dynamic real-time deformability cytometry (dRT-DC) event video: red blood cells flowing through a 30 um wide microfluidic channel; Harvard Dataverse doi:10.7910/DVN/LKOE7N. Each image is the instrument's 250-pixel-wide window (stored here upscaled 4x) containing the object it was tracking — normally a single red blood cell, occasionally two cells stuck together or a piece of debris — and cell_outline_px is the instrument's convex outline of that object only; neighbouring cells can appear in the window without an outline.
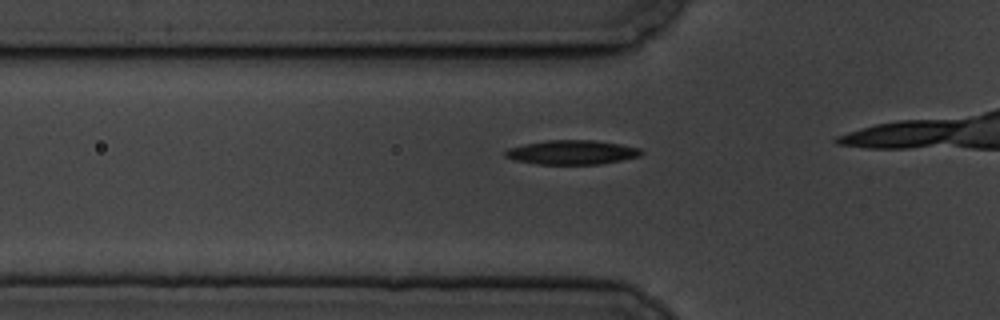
{"species": "common noctule bat (a hibernating species)", "species_latin": "Nyctalus noctula", "temperature_condition": "cold", "stored_images_in_passage": 4, "camera_frame_rate_fps": 3000, "um_per_image_px": 0.085, "animal": {"sex": "male", "body_mass_g": 19.5, "forearm_length_mm": 54.6}, "frame": {"image": 1, "passage_image": 4, "time_ms": 4.667, "image_size_px": [1000, 320], "cell_outline_px": [[644, 152], [640, 156], [600, 164], [536, 164], [512, 160], [504, 156], [504, 152], [508, 148], [524, 144], [548, 140], [592, 140], [620, 144], [640, 148]], "centroid_in_image_um": [48.58, 12.95], "position_along_channel_um": 77.2, "area_um2": 19.25}}